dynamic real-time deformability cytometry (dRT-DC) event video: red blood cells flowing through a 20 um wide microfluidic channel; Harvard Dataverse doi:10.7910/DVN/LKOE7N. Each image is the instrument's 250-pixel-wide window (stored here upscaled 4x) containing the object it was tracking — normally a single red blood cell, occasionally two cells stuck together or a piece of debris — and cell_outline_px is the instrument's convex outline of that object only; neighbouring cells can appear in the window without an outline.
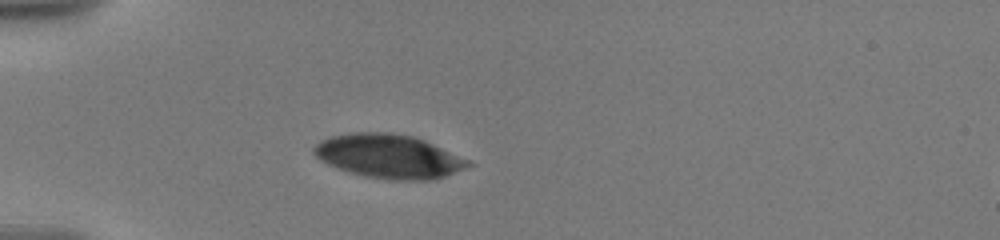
{"species": "human", "species_latin": "Homo sapiens", "temperature_condition": "warm", "stored_images_in_passage": 23, "camera_frame_rate_fps": 3000, "um_per_image_px": 0.085, "donor": {"sex": "male"}, "frame": {"image": 1, "passage_image": 1, "time_ms": 0.0, "image_size_px": [1000, 240], "cell_outline_px": [[476, 164], [444, 176], [432, 180], [396, 180], [368, 176], [348, 172], [328, 164], [320, 160], [312, 152], [312, 148], [320, 140], [332, 136], [352, 132], [392, 132], [412, 136], [424, 140], [468, 160]], "centroid_in_image_um": [33.02, 13.27], "position_along_channel_um": 52.0, "area_um2": 39.19}}
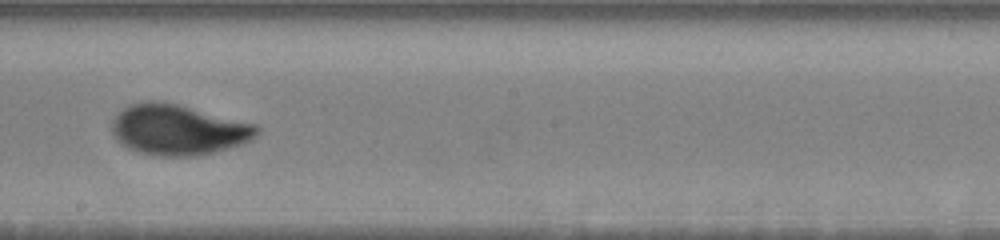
{"frame": {"image": 2, "passage_image": 10, "time_ms": 5.667, "image_size_px": [1000, 240], "cell_outline_px": [[260, 132], [252, 140], [216, 152], [196, 156], [160, 156], [140, 152], [128, 148], [120, 144], [116, 140], [112, 132], [112, 120], [128, 104], [148, 100], [156, 100], [176, 104], [256, 124], [260, 128]], "centroid_in_image_um": [15.14, 11.03], "position_along_channel_um": 233.1, "area_um2": 42.66}}
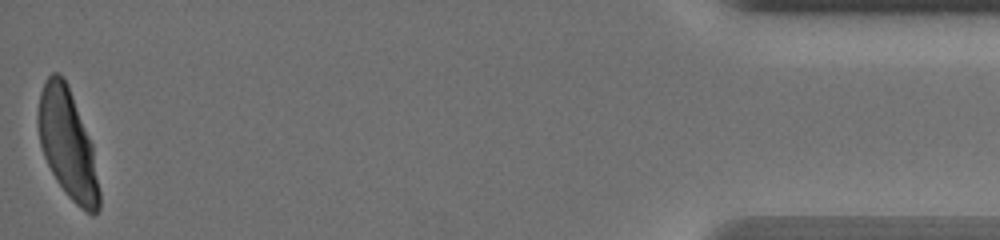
{"frame": {"image": 3, "passage_image": 23, "time_ms": 13.333, "image_size_px": [1000, 240], "cell_outline_px": [[100, 208], [92, 216], [84, 212], [68, 196], [56, 180], [44, 156], [40, 144], [36, 120], [36, 116], [40, 92], [48, 76], [52, 72], [60, 72], [68, 84], [92, 144], [100, 192]], "centroid_in_image_um": [5.74, 12.24], "position_along_channel_um": 429.5, "area_um2": 39.07}, "authors_computed_cell_mechanics": {"area_um2": 40.46, "velocity_mm_per_s": 3.5602, "shape_relaxation_time_tau1_ms": 4.9517, "shape_relaxation_time_tau2_ms": null, "deformation_change_tau1": 0.1609, "deformation_change_tau2": null}}